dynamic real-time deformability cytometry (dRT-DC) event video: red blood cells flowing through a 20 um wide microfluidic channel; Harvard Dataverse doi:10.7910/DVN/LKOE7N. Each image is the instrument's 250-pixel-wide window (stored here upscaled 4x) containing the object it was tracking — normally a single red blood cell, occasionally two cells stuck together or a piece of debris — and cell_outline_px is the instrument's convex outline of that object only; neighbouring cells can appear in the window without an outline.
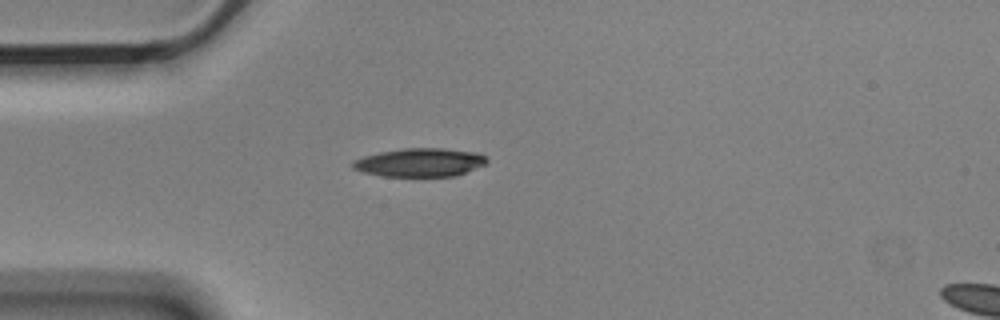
{"species": "Egyptian fruit bat (a non-hibernating species)", "species_latin": "Rousettus aegyptiacus", "temperature_condition": "cold", "stored_images_in_passage": 6, "segment_of_instrument_passage": [1, 2], "camera_frame_rate_fps": 3000, "um_per_image_px": 0.085, "animal": {"sex": "male"}, "frame": {"image": 1, "passage_image": 5, "time_ms": 1.333, "image_size_px": [1000, 320], "cell_outline_px": [[488, 160], [484, 164], [456, 176], [384, 176], [364, 172], [352, 168], [352, 160], [364, 156], [380, 152], [404, 148], [444, 148], [476, 152], [484, 156]], "centroid_in_image_um": [35.67, 13.8], "position_along_channel_um": 49.3, "area_um2": 22.08}}